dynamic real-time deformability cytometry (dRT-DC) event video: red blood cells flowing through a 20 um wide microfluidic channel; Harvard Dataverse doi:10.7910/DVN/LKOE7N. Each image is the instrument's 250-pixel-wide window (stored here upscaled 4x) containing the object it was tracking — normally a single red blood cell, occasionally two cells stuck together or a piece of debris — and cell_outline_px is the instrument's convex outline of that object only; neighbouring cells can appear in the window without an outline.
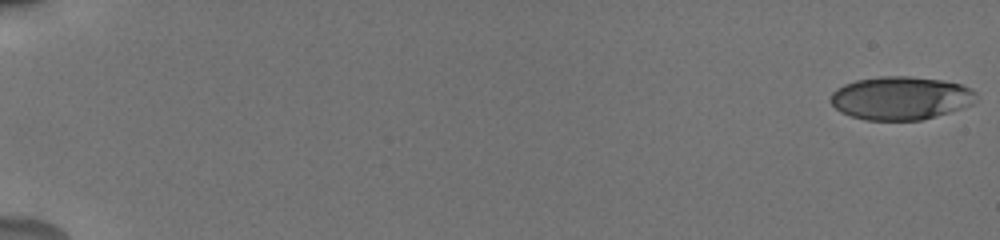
{"species": "human", "species_latin": "Homo sapiens", "temperature_condition": "cold", "stored_images_in_passage": 56, "camera_frame_rate_fps": 3000, "um_per_image_px": 0.085, "donor": {"sex": "male"}, "frame": {"image": 1, "passage_image": 1, "time_ms": 0.0, "image_size_px": [1000, 240], "cell_outline_px": [[976, 100], [972, 104], [936, 116], [920, 120], [864, 120], [840, 112], [828, 100], [832, 92], [836, 88], [844, 84], [856, 80], [880, 76], [908, 76], [940, 80], [960, 84], [972, 88], [976, 92]], "centroid_in_image_um": [76.53, 8.33], "position_along_channel_um": 8.5, "area_um2": 36.76}}
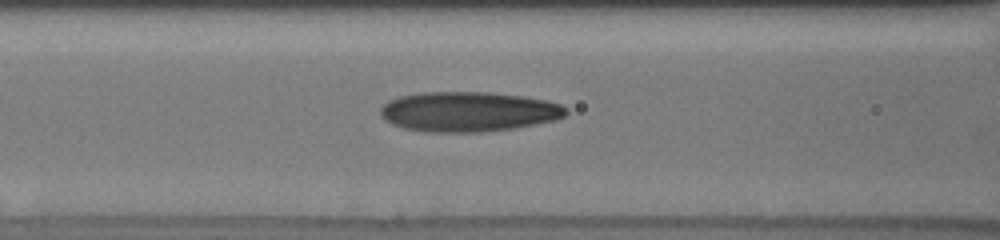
{"frame": {"image": 2, "passage_image": 26, "time_ms": 8.333, "image_size_px": [1000, 240], "cell_outline_px": [[568, 112], [564, 116], [556, 120], [536, 124], [512, 128], [480, 132], [424, 132], [404, 128], [392, 124], [384, 120], [380, 116], [380, 108], [388, 100], [400, 96], [424, 92], [488, 92], [520, 96], [548, 100], [560, 104], [568, 108]], "centroid_in_image_um": [39.8, 9.49], "position_along_channel_um": 126.8, "area_um2": 43.35}}
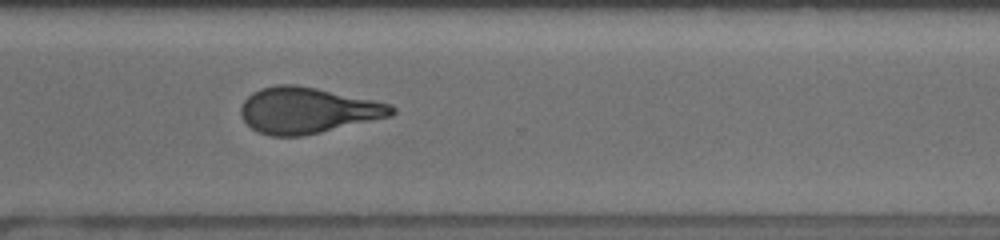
{"frame": {"image": 3, "passage_image": 43, "time_ms": 14.0, "image_size_px": [1000, 240], "cell_outline_px": [[396, 112], [392, 116], [320, 132], [300, 136], [272, 136], [260, 132], [252, 128], [244, 120], [240, 112], [240, 108], [244, 100], [252, 92], [260, 88], [276, 84], [296, 84], [316, 88], [392, 104], [396, 108]], "centroid_in_image_um": [26.14, 9.37], "position_along_channel_um": 344.5, "area_um2": 40.29}, "authors_computed_cell_mechanics": {"area_um2": 39.4485, "velocity_mm_per_s": 3.8497, "shape_relaxation_time_tau1_ms": 5.5989, "shape_relaxation_time_tau2_ms": 2.0189, "deformation_change_tau1": 0.1924, "deformation_change_tau2": 0.1091}}